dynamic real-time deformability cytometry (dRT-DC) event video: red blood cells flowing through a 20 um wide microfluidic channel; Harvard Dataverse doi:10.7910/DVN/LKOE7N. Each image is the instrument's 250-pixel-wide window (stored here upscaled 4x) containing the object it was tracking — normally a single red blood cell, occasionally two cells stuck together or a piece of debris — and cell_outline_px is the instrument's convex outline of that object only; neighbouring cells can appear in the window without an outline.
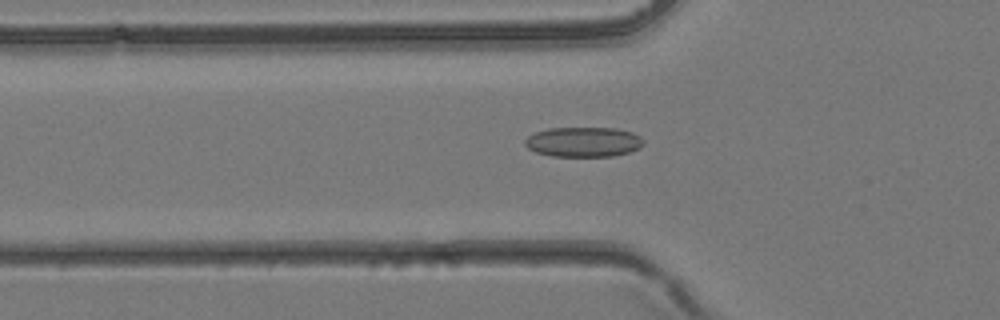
{"species": "common noctule bat (a hibernating species)", "species_latin": "Nyctalus noctula", "temperature_condition": "room temperature", "stored_images_in_passage": 38, "camera_frame_rate_fps": 3000, "um_per_image_px": 0.085, "animal": {"sex": "female", "body_mass_g": 24.6, "forearm_length_mm": 56.2}, "frame": {"image": 1, "passage_image": 13, "time_ms": 4.0, "image_size_px": [1000, 320], "cell_outline_px": [[644, 144], [640, 148], [628, 152], [612, 156], [552, 156], [536, 152], [528, 148], [524, 144], [524, 140], [528, 136], [536, 132], [548, 128], [616, 128], [632, 132], [640, 136], [644, 140]], "centroid_in_image_um": [49.6, 12.06], "position_along_channel_um": 76.2, "area_um2": 20.69}}
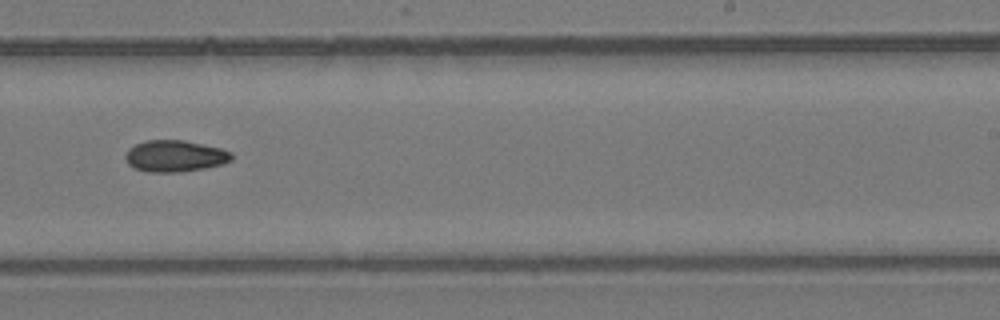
{"frame": {"image": 2, "passage_image": 24, "time_ms": 7.667, "image_size_px": [1000, 320], "cell_outline_px": [[232, 160], [220, 164], [204, 168], [176, 172], [148, 172], [132, 168], [128, 164], [124, 156], [128, 148], [144, 140], [184, 140], [220, 148], [232, 152]], "centroid_in_image_um": [14.82, 13.26], "position_along_channel_um": 274.2, "area_um2": 19.54}}
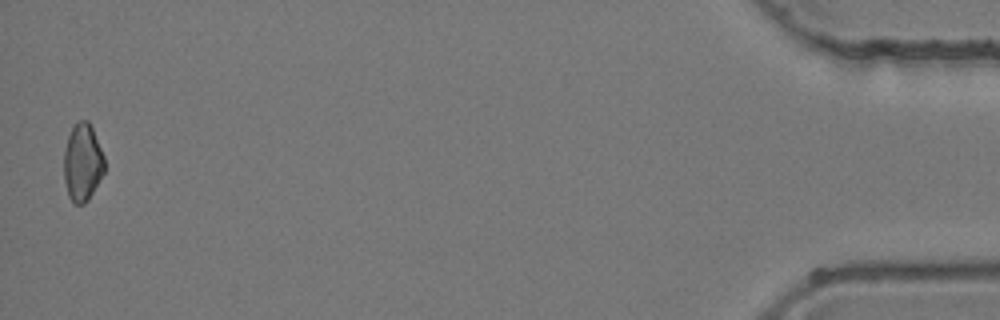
{"frame": {"image": 3, "passage_image": 38, "time_ms": 12.333, "image_size_px": [1000, 320], "cell_outline_px": [[104, 172], [88, 200], [84, 204], [76, 204], [68, 196], [64, 180], [64, 148], [68, 136], [72, 128], [80, 120], [88, 120], [92, 128], [104, 156]], "centroid_in_image_um": [7.0, 13.82], "position_along_channel_um": 428.2, "area_um2": 18.21}}